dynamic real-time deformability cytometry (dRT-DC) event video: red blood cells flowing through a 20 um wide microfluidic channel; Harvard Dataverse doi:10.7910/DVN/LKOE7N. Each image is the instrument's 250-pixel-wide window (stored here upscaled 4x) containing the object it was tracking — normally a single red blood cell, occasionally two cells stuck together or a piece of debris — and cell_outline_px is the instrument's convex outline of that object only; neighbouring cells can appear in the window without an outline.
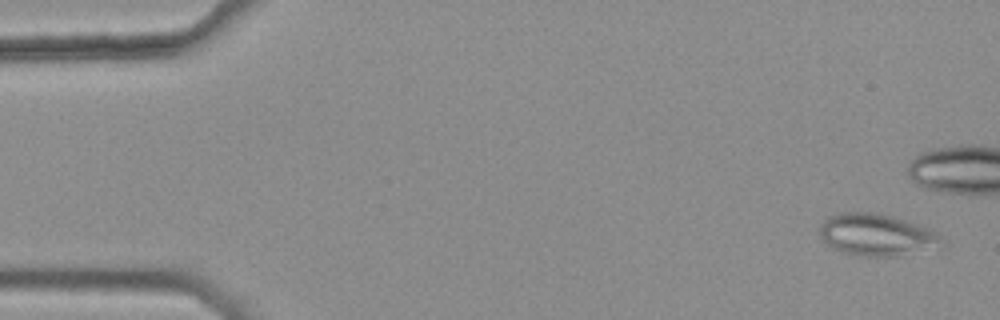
{"species": "common noctule bat (a hibernating species)", "species_latin": "Nyctalus noctula", "temperature_condition": "warm", "stored_images_in_passage": 46, "camera_frame_rate_fps": 3000, "um_per_image_px": 0.085, "animal": {"sex": "female", "body_mass_g": 25.1}, "frame": {"image": 1, "passage_image": 2, "time_ms": 0.333, "image_size_px": [1000, 320], "cell_outline_px": [[944, 244], [896, 256], [864, 256], [840, 252], [832, 248], [820, 236], [820, 224], [828, 216], [840, 212], [876, 212], [892, 216], [928, 228], [936, 232], [940, 236]], "centroid_in_image_um": [74.44, 19.94], "position_along_channel_um": 10.6, "area_um2": 29.48}}
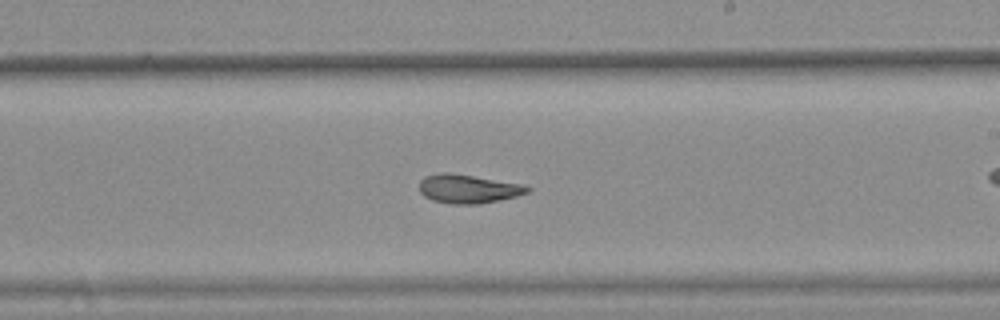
{"frame": {"image": 2, "passage_image": 31, "time_ms": 10.0, "image_size_px": [1000, 320], "cell_outline_px": [[532, 188], [528, 192], [516, 196], [500, 200], [480, 204], [452, 204], [432, 200], [424, 196], [420, 192], [420, 180], [424, 176], [440, 172], [448, 172], [524, 184]], "centroid_in_image_um": [39.79, 16.05], "position_along_channel_um": 249.2, "area_um2": 18.21}}
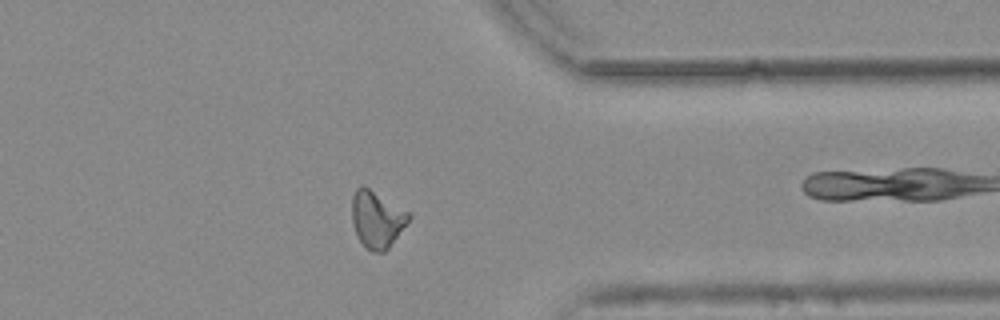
{"frame": {"image": 3, "passage_image": 42, "time_ms": 13.667, "image_size_px": [1000, 320], "cell_outline_px": [[412, 216], [388, 248], [384, 252], [372, 252], [364, 248], [356, 236], [352, 220], [352, 196], [356, 188], [360, 184], [368, 188], [408, 212]], "centroid_in_image_um": [31.99, 18.66], "position_along_channel_um": 379.4, "area_um2": 18.67}, "authors_computed_cell_mechanics": {"area_um2": 18.5249, "velocity_mm_per_s": 3.7811, "shape_relaxation_time_tau1_ms": null, "shape_relaxation_time_tau2_ms": 4.4639, "deformation_change_tau1": null, "deformation_change_tau2": 0.1225}}